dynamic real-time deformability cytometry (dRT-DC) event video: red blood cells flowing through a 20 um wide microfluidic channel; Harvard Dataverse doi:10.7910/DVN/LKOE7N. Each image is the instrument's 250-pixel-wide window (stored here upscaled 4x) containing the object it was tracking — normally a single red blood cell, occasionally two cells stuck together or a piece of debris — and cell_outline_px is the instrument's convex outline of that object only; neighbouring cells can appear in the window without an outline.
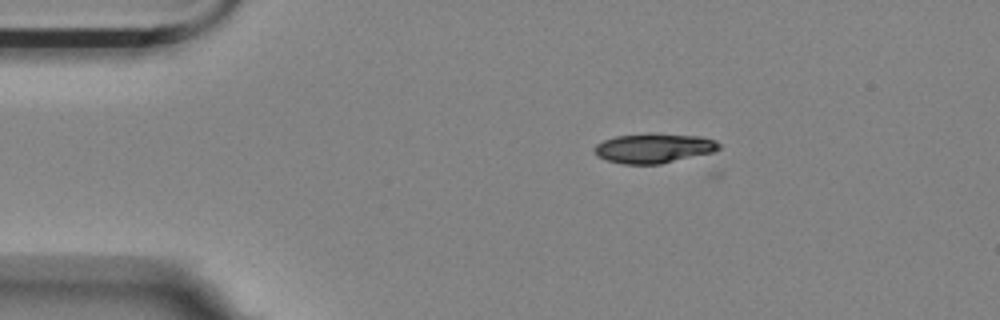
{"species": "Egyptian fruit bat (a non-hibernating species)", "species_latin": "Rousettus aegyptiacus", "temperature_condition": "room temperature", "stored_images_in_passage": 3, "camera_frame_rate_fps": 3000, "um_per_image_px": 0.085, "animal": {"sex": "female"}, "frame": {"image": 1, "passage_image": 1, "time_ms": 0.0, "image_size_px": [1000, 320], "cell_outline_px": [[720, 148], [712, 152], [660, 164], [624, 164], [604, 160], [596, 156], [592, 152], [592, 148], [596, 144], [604, 140], [616, 136], [648, 132], [700, 136], [716, 140], [720, 144]], "centroid_in_image_um": [55.51, 12.58], "position_along_channel_um": 29.5, "area_um2": 21.91}}